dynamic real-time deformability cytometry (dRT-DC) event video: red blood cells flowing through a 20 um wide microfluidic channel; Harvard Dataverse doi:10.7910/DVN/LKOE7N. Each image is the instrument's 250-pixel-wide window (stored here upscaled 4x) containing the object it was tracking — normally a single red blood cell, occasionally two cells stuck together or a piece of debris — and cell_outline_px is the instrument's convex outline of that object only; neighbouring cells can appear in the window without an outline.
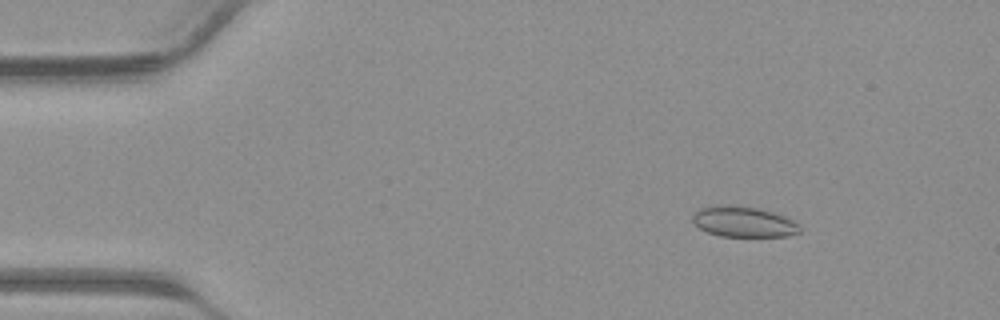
{"species": "common noctule bat (a hibernating species)", "species_latin": "Nyctalus noctula", "temperature_condition": "warm", "stored_images_in_passage": 42, "camera_frame_rate_fps": 3000, "um_per_image_px": 0.085, "animal": {"sex": "male", "body_mass_g": 23.1, "forearm_length_mm": 52.7}, "frame": {"image": 1, "passage_image": 6, "time_ms": 1.667, "image_size_px": [1000, 320], "cell_outline_px": [[800, 232], [788, 236], [720, 236], [708, 232], [692, 224], [692, 212], [700, 208], [716, 204], [732, 204], [760, 208], [784, 216], [800, 224]], "centroid_in_image_um": [63.15, 18.82], "position_along_channel_um": 21.8, "area_um2": 19.48}}
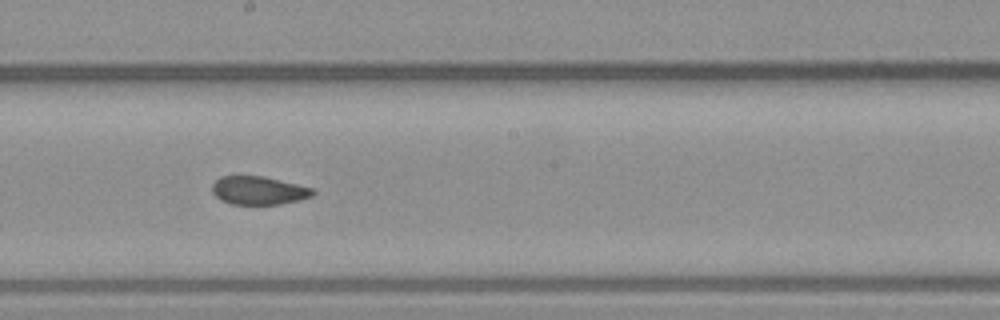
{"frame": {"image": 2, "passage_image": 23, "time_ms": 7.333, "image_size_px": [1000, 320], "cell_outline_px": [[316, 192], [312, 196], [300, 200], [280, 204], [232, 204], [220, 200], [212, 192], [212, 184], [220, 176], [264, 176], [312, 188]], "centroid_in_image_um": [21.97, 16.19], "position_along_channel_um": 226.2, "area_um2": 16.59}}
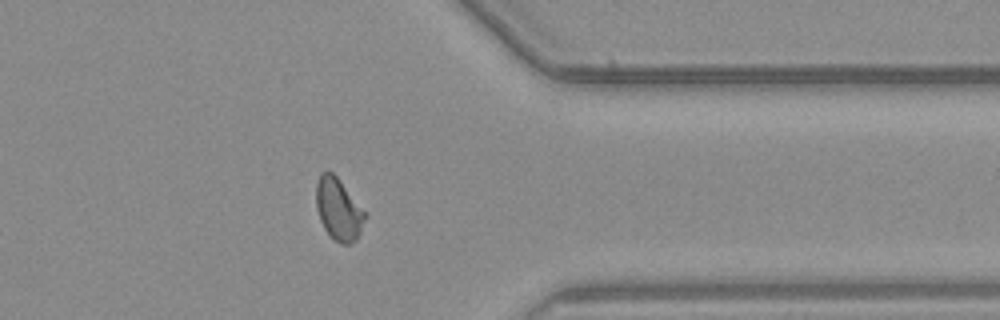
{"frame": {"image": 3, "passage_image": 33, "time_ms": 10.667, "image_size_px": [1000, 320], "cell_outline_px": [[368, 216], [356, 240], [352, 244], [344, 244], [332, 240], [324, 228], [320, 220], [316, 208], [316, 180], [320, 172], [332, 172], [336, 176], [368, 212]], "centroid_in_image_um": [28.8, 17.8], "position_along_channel_um": 382.6, "area_um2": 18.15}}